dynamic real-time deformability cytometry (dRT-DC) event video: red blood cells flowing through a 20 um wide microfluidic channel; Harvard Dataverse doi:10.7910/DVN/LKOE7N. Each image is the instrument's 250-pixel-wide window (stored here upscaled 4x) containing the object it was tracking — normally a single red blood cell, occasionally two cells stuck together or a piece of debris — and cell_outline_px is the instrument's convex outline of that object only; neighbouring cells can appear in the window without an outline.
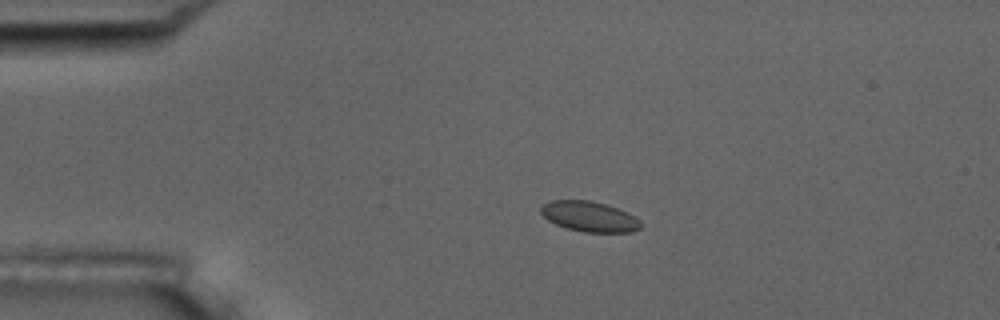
{"species": "common noctule bat (a hibernating species)", "species_latin": "Nyctalus noctula", "temperature_condition": "room temperature", "stored_images_in_passage": 7, "camera_frame_rate_fps": 3000, "um_per_image_px": 0.085, "animal": {"sex": "male", "body_mass_g": 17.5, "forearm_length_mm": 52.3}, "frame": {"image": 1, "passage_image": 4, "time_ms": 3.667, "image_size_px": [1000, 320], "cell_outline_px": [[640, 228], [632, 232], [584, 232], [568, 228], [556, 224], [548, 220], [540, 212], [540, 208], [544, 204], [552, 200], [588, 200], [604, 204], [628, 212], [640, 220]], "centroid_in_image_um": [50.1, 18.4], "position_along_channel_um": 34.9, "area_um2": 17.46}}
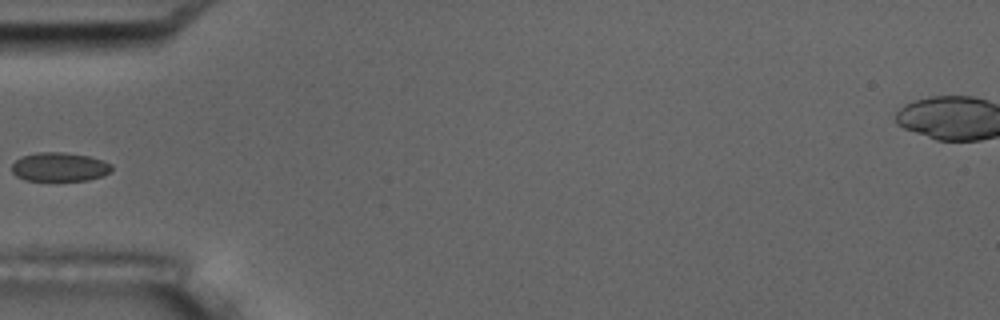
{"frame": {"image": 2, "passage_image": 6, "time_ms": 6.0, "image_size_px": [1000, 320], "cell_outline_px": [[112, 172], [88, 180], [24, 180], [16, 176], [12, 172], [12, 164], [20, 156], [36, 152], [64, 152], [88, 156], [104, 160], [112, 164]], "centroid_in_image_um": [5.05, 14.18], "position_along_channel_um": 79.9, "area_um2": 16.94}}